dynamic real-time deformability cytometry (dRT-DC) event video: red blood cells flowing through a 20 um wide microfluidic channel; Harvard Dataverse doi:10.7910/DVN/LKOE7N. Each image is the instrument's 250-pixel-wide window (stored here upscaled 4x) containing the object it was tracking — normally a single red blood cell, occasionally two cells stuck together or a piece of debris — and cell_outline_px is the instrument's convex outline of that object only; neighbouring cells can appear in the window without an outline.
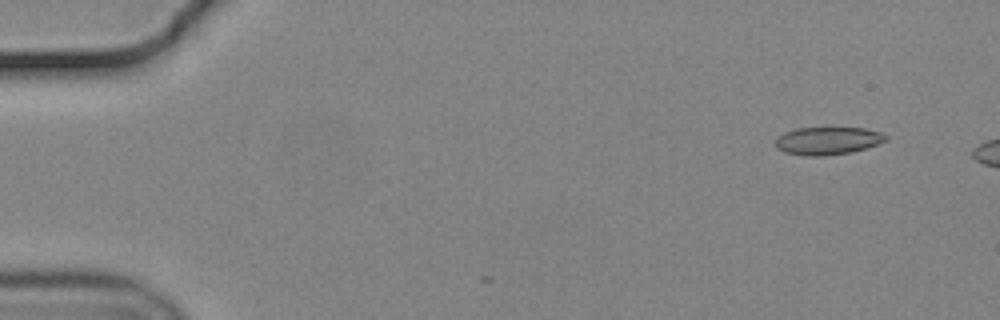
{"species": "common noctule bat (a hibernating species)", "species_latin": "Nyctalus noctula", "temperature_condition": "cold", "stored_images_in_passage": 5, "camera_frame_rate_fps": 3000, "um_per_image_px": 0.085, "animal": {"sex": "male", "body_mass_g": 19.2, "forearm_length_mm": 51.8}, "frame": {"image": 1, "passage_image": 1, "time_ms": 0.0, "image_size_px": [1000, 320], "cell_outline_px": [[888, 140], [852, 152], [820, 156], [808, 156], [784, 152], [776, 148], [776, 140], [784, 132], [796, 128], [864, 128], [880, 132], [888, 136]], "centroid_in_image_um": [70.35, 11.96], "position_along_channel_um": 14.6, "area_um2": 17.69}}